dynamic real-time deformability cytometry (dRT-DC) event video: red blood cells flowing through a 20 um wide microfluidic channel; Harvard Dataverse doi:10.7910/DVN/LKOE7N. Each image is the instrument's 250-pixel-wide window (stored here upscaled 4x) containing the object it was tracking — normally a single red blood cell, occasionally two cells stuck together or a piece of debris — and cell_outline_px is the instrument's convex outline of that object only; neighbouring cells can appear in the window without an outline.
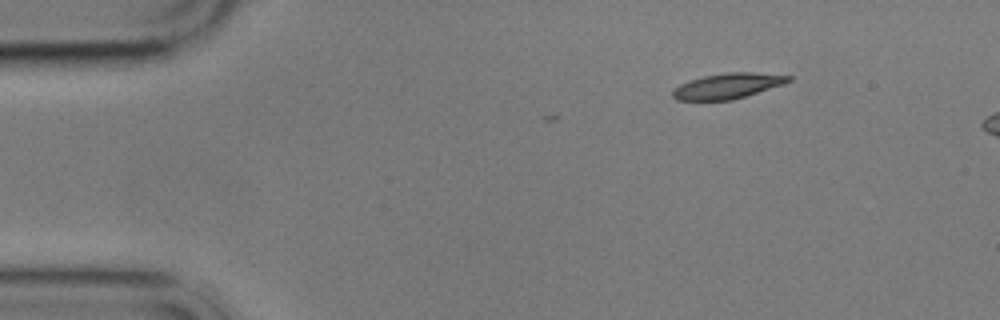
{"species": "common noctule bat (a hibernating species)", "species_latin": "Nyctalus noctula", "temperature_condition": "cold", "stored_images_in_passage": 3, "camera_frame_rate_fps": 3000, "um_per_image_px": 0.085, "animal": {"sex": "male", "body_mass_g": 17.9}, "frame": {"image": 1, "passage_image": 1, "time_ms": 0.0, "image_size_px": [1000, 320], "cell_outline_px": [[792, 80], [784, 84], [732, 100], [676, 100], [672, 96], [672, 92], [680, 84], [704, 76], [728, 72], [752, 72], [792, 76]], "centroid_in_image_um": [61.87, 7.3], "position_along_channel_um": 23.1, "area_um2": 16.94}}